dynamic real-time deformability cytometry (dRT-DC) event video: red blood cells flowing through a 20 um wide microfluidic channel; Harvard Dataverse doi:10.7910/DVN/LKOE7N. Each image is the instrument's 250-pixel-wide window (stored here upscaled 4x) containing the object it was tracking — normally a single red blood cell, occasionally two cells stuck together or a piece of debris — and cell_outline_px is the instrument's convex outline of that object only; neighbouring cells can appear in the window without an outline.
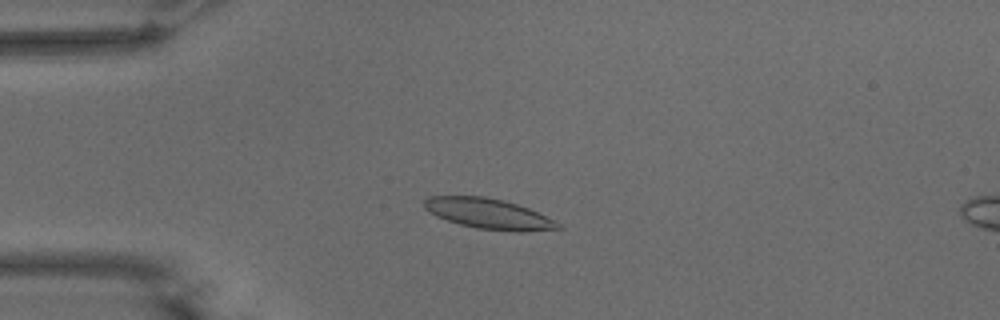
{"species": "common noctule bat (a hibernating species)", "species_latin": "Nyctalus noctula", "temperature_condition": "warm", "stored_images_in_passage": 45, "camera_frame_rate_fps": 3000, "um_per_image_px": 0.085, "animal": {"sex": "male", "body_mass_g": 15.6}, "frame": {"image": 1, "passage_image": 4, "time_ms": 1.0, "image_size_px": [1000, 320], "cell_outline_px": [[564, 228], [520, 232], [516, 232], [476, 228], [460, 224], [436, 216], [428, 212], [424, 208], [424, 200], [428, 196], [484, 196], [504, 200], [528, 208], [556, 220]], "centroid_in_image_um": [41.54, 18.17], "position_along_channel_um": 43.5, "area_um2": 23.76}}
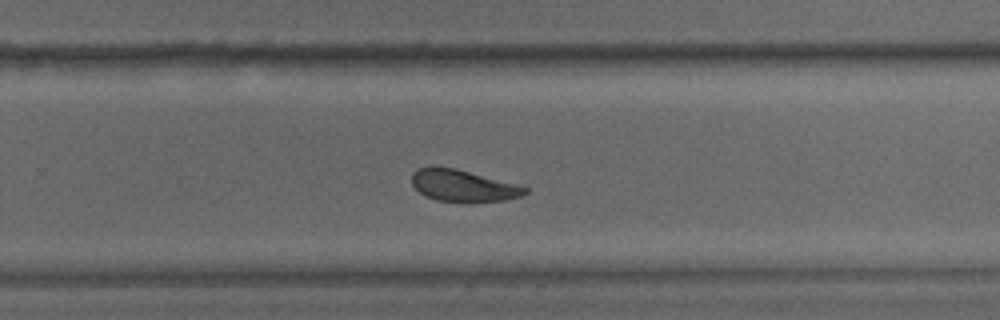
{"frame": {"image": 2, "passage_image": 26, "time_ms": 8.333, "image_size_px": [1000, 320], "cell_outline_px": [[528, 192], [520, 196], [504, 200], [468, 204], [464, 204], [436, 200], [424, 196], [412, 184], [412, 172], [416, 168], [456, 168], [528, 188]], "centroid_in_image_um": [39.34, 15.83], "position_along_channel_um": 290.5, "area_um2": 20.98}}
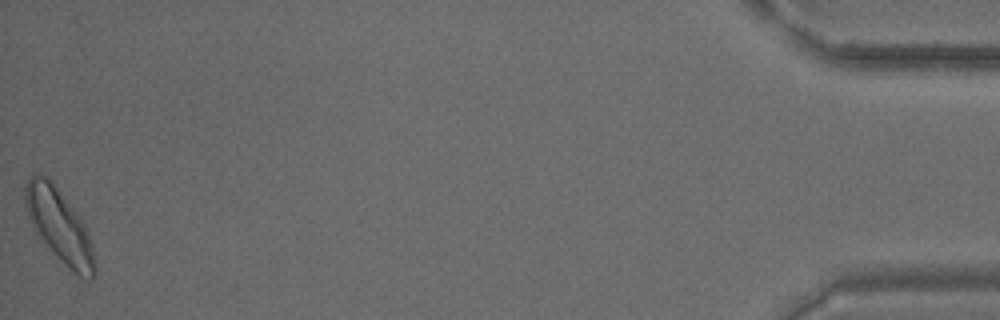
{"frame": {"image": 3, "passage_image": 45, "time_ms": 14.667, "image_size_px": [1000, 320], "cell_outline_px": [[92, 280], [88, 280], [72, 272], [44, 244], [36, 232], [28, 216], [24, 200], [24, 184], [32, 172], [44, 176], [56, 188], [88, 228], [92, 248]], "centroid_in_image_um": [4.98, 19.16], "position_along_channel_um": 430.2, "area_um2": 28.78}, "authors_computed_cell_mechanics": {"area_um2": 22.542, "velocity_mm_per_s": 3.6826, "shape_relaxation_time_tau1_ms": 3.6642, "shape_relaxation_time_tau2_ms": 2.2156, "deformation_change_tau1": 0.1263, "deformation_change_tau2": 0.0855}}